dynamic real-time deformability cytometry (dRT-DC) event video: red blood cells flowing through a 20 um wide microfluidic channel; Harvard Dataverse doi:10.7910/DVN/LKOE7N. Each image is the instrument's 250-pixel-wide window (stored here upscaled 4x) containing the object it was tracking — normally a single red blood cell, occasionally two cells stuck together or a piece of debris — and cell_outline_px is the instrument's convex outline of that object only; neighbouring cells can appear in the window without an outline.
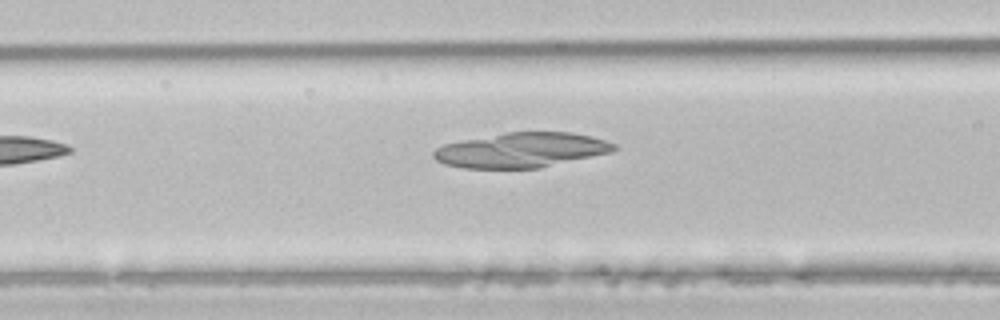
{"species": "common noctule bat (a hibernating species)", "species_latin": "Nyctalus noctula", "temperature_condition": "room temperature", "stored_images_in_passage": 5, "camera_frame_rate_fps": 3000, "um_per_image_px": 0.085, "animal": {"sex": "male", "body_mass_g": 21.5, "forearm_length_mm": 52.0}, "frame": {"image": 1, "passage_image": 5, "time_ms": 1.333, "image_size_px": [1000, 320], "cell_outline_px": [[620, 148], [612, 152], [540, 168], [464, 168], [444, 164], [436, 160], [432, 156], [432, 152], [436, 148], [444, 144], [460, 140], [508, 132], [572, 132], [592, 136], [616, 144]], "centroid_in_image_um": [44.33, 12.76], "position_along_channel_um": 122.3, "area_um2": 36.82}}